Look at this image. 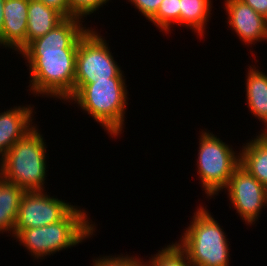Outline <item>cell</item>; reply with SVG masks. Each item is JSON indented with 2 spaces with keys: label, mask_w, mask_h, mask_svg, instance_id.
<instances>
[{
  "label": "cell",
  "mask_w": 267,
  "mask_h": 266,
  "mask_svg": "<svg viewBox=\"0 0 267 266\" xmlns=\"http://www.w3.org/2000/svg\"><path fill=\"white\" fill-rule=\"evenodd\" d=\"M85 21L79 17L64 18L19 53L29 67L27 87H30L28 90L32 95L59 99L62 103H67L72 97L78 44L90 28L86 23L83 25Z\"/></svg>",
  "instance_id": "obj_1"
},
{
  "label": "cell",
  "mask_w": 267,
  "mask_h": 266,
  "mask_svg": "<svg viewBox=\"0 0 267 266\" xmlns=\"http://www.w3.org/2000/svg\"><path fill=\"white\" fill-rule=\"evenodd\" d=\"M89 213L80 206H75L62 220L42 227L19 231L12 240L25 247L33 260H45L62 250L75 247L93 238L96 223L91 222Z\"/></svg>",
  "instance_id": "obj_2"
},
{
  "label": "cell",
  "mask_w": 267,
  "mask_h": 266,
  "mask_svg": "<svg viewBox=\"0 0 267 266\" xmlns=\"http://www.w3.org/2000/svg\"><path fill=\"white\" fill-rule=\"evenodd\" d=\"M127 78H110L83 85L67 102L95 120L109 137H121L125 129Z\"/></svg>",
  "instance_id": "obj_3"
},
{
  "label": "cell",
  "mask_w": 267,
  "mask_h": 266,
  "mask_svg": "<svg viewBox=\"0 0 267 266\" xmlns=\"http://www.w3.org/2000/svg\"><path fill=\"white\" fill-rule=\"evenodd\" d=\"M38 127L18 140L0 160V176L25 191H46L48 147Z\"/></svg>",
  "instance_id": "obj_4"
},
{
  "label": "cell",
  "mask_w": 267,
  "mask_h": 266,
  "mask_svg": "<svg viewBox=\"0 0 267 266\" xmlns=\"http://www.w3.org/2000/svg\"><path fill=\"white\" fill-rule=\"evenodd\" d=\"M200 204L176 243L193 266H229L231 249L228 235L206 208L207 205Z\"/></svg>",
  "instance_id": "obj_5"
},
{
  "label": "cell",
  "mask_w": 267,
  "mask_h": 266,
  "mask_svg": "<svg viewBox=\"0 0 267 266\" xmlns=\"http://www.w3.org/2000/svg\"><path fill=\"white\" fill-rule=\"evenodd\" d=\"M197 175L208 199L219 196L227 186L230 177L240 165V151L217 137L210 130L199 131ZM239 152V153H238Z\"/></svg>",
  "instance_id": "obj_6"
},
{
  "label": "cell",
  "mask_w": 267,
  "mask_h": 266,
  "mask_svg": "<svg viewBox=\"0 0 267 266\" xmlns=\"http://www.w3.org/2000/svg\"><path fill=\"white\" fill-rule=\"evenodd\" d=\"M92 26L80 38L75 65V87L72 96L85 84L110 78H125L111 52L109 41ZM120 66V67H119Z\"/></svg>",
  "instance_id": "obj_7"
},
{
  "label": "cell",
  "mask_w": 267,
  "mask_h": 266,
  "mask_svg": "<svg viewBox=\"0 0 267 266\" xmlns=\"http://www.w3.org/2000/svg\"><path fill=\"white\" fill-rule=\"evenodd\" d=\"M222 191L228 192L229 205L247 226L256 224L262 210L265 206L267 208V188L241 165L235 169Z\"/></svg>",
  "instance_id": "obj_8"
},
{
  "label": "cell",
  "mask_w": 267,
  "mask_h": 266,
  "mask_svg": "<svg viewBox=\"0 0 267 266\" xmlns=\"http://www.w3.org/2000/svg\"><path fill=\"white\" fill-rule=\"evenodd\" d=\"M76 205L45 191H26L22 196L14 236L23 229L42 227L62 220Z\"/></svg>",
  "instance_id": "obj_9"
},
{
  "label": "cell",
  "mask_w": 267,
  "mask_h": 266,
  "mask_svg": "<svg viewBox=\"0 0 267 266\" xmlns=\"http://www.w3.org/2000/svg\"><path fill=\"white\" fill-rule=\"evenodd\" d=\"M227 25L236 33L241 43L252 47L257 42L267 41L265 16L257 13L242 0H224Z\"/></svg>",
  "instance_id": "obj_10"
},
{
  "label": "cell",
  "mask_w": 267,
  "mask_h": 266,
  "mask_svg": "<svg viewBox=\"0 0 267 266\" xmlns=\"http://www.w3.org/2000/svg\"><path fill=\"white\" fill-rule=\"evenodd\" d=\"M34 107L31 104L18 105L0 113V160L37 125L33 117L36 114Z\"/></svg>",
  "instance_id": "obj_11"
},
{
  "label": "cell",
  "mask_w": 267,
  "mask_h": 266,
  "mask_svg": "<svg viewBox=\"0 0 267 266\" xmlns=\"http://www.w3.org/2000/svg\"><path fill=\"white\" fill-rule=\"evenodd\" d=\"M28 4L29 0H5L0 47L12 49L18 54L26 47Z\"/></svg>",
  "instance_id": "obj_12"
},
{
  "label": "cell",
  "mask_w": 267,
  "mask_h": 266,
  "mask_svg": "<svg viewBox=\"0 0 267 266\" xmlns=\"http://www.w3.org/2000/svg\"><path fill=\"white\" fill-rule=\"evenodd\" d=\"M248 67L245 74V103L254 118L261 121L265 127L267 125V74L259 70L256 64Z\"/></svg>",
  "instance_id": "obj_13"
},
{
  "label": "cell",
  "mask_w": 267,
  "mask_h": 266,
  "mask_svg": "<svg viewBox=\"0 0 267 266\" xmlns=\"http://www.w3.org/2000/svg\"><path fill=\"white\" fill-rule=\"evenodd\" d=\"M27 16L26 46L46 35L64 19L57 10L37 0H29Z\"/></svg>",
  "instance_id": "obj_14"
},
{
  "label": "cell",
  "mask_w": 267,
  "mask_h": 266,
  "mask_svg": "<svg viewBox=\"0 0 267 266\" xmlns=\"http://www.w3.org/2000/svg\"><path fill=\"white\" fill-rule=\"evenodd\" d=\"M255 135L238 148L240 165L267 188V141Z\"/></svg>",
  "instance_id": "obj_15"
},
{
  "label": "cell",
  "mask_w": 267,
  "mask_h": 266,
  "mask_svg": "<svg viewBox=\"0 0 267 266\" xmlns=\"http://www.w3.org/2000/svg\"><path fill=\"white\" fill-rule=\"evenodd\" d=\"M25 192L0 176V234L8 233L7 236L14 237L19 206Z\"/></svg>",
  "instance_id": "obj_16"
},
{
  "label": "cell",
  "mask_w": 267,
  "mask_h": 266,
  "mask_svg": "<svg viewBox=\"0 0 267 266\" xmlns=\"http://www.w3.org/2000/svg\"><path fill=\"white\" fill-rule=\"evenodd\" d=\"M213 0H180V26L189 28L196 37L206 35L207 22L212 17Z\"/></svg>",
  "instance_id": "obj_17"
},
{
  "label": "cell",
  "mask_w": 267,
  "mask_h": 266,
  "mask_svg": "<svg viewBox=\"0 0 267 266\" xmlns=\"http://www.w3.org/2000/svg\"><path fill=\"white\" fill-rule=\"evenodd\" d=\"M149 22L153 23L159 32L171 34L172 27L176 24L180 27V0H163Z\"/></svg>",
  "instance_id": "obj_18"
},
{
  "label": "cell",
  "mask_w": 267,
  "mask_h": 266,
  "mask_svg": "<svg viewBox=\"0 0 267 266\" xmlns=\"http://www.w3.org/2000/svg\"><path fill=\"white\" fill-rule=\"evenodd\" d=\"M156 254L151 255L145 266H193L187 254L173 242L160 248Z\"/></svg>",
  "instance_id": "obj_19"
},
{
  "label": "cell",
  "mask_w": 267,
  "mask_h": 266,
  "mask_svg": "<svg viewBox=\"0 0 267 266\" xmlns=\"http://www.w3.org/2000/svg\"><path fill=\"white\" fill-rule=\"evenodd\" d=\"M92 266H145V261L135 255L110 254L108 256H99L92 259Z\"/></svg>",
  "instance_id": "obj_20"
},
{
  "label": "cell",
  "mask_w": 267,
  "mask_h": 266,
  "mask_svg": "<svg viewBox=\"0 0 267 266\" xmlns=\"http://www.w3.org/2000/svg\"><path fill=\"white\" fill-rule=\"evenodd\" d=\"M71 12L81 19H87L93 13L95 14L101 7L109 4L112 0H68ZM86 17V18H85Z\"/></svg>",
  "instance_id": "obj_21"
},
{
  "label": "cell",
  "mask_w": 267,
  "mask_h": 266,
  "mask_svg": "<svg viewBox=\"0 0 267 266\" xmlns=\"http://www.w3.org/2000/svg\"><path fill=\"white\" fill-rule=\"evenodd\" d=\"M162 1L163 0H128L127 2L133 4V6L138 9V12L149 21L157 13Z\"/></svg>",
  "instance_id": "obj_22"
},
{
  "label": "cell",
  "mask_w": 267,
  "mask_h": 266,
  "mask_svg": "<svg viewBox=\"0 0 267 266\" xmlns=\"http://www.w3.org/2000/svg\"><path fill=\"white\" fill-rule=\"evenodd\" d=\"M44 3L47 7L57 10L64 18L76 17L70 10L68 0H37Z\"/></svg>",
  "instance_id": "obj_23"
},
{
  "label": "cell",
  "mask_w": 267,
  "mask_h": 266,
  "mask_svg": "<svg viewBox=\"0 0 267 266\" xmlns=\"http://www.w3.org/2000/svg\"><path fill=\"white\" fill-rule=\"evenodd\" d=\"M249 5L257 13L266 17L267 15V0H242Z\"/></svg>",
  "instance_id": "obj_24"
},
{
  "label": "cell",
  "mask_w": 267,
  "mask_h": 266,
  "mask_svg": "<svg viewBox=\"0 0 267 266\" xmlns=\"http://www.w3.org/2000/svg\"><path fill=\"white\" fill-rule=\"evenodd\" d=\"M4 2L5 0H0V36H1V31L3 29V23H4V16H3Z\"/></svg>",
  "instance_id": "obj_25"
},
{
  "label": "cell",
  "mask_w": 267,
  "mask_h": 266,
  "mask_svg": "<svg viewBox=\"0 0 267 266\" xmlns=\"http://www.w3.org/2000/svg\"><path fill=\"white\" fill-rule=\"evenodd\" d=\"M257 133L267 141V125Z\"/></svg>",
  "instance_id": "obj_26"
}]
</instances>
